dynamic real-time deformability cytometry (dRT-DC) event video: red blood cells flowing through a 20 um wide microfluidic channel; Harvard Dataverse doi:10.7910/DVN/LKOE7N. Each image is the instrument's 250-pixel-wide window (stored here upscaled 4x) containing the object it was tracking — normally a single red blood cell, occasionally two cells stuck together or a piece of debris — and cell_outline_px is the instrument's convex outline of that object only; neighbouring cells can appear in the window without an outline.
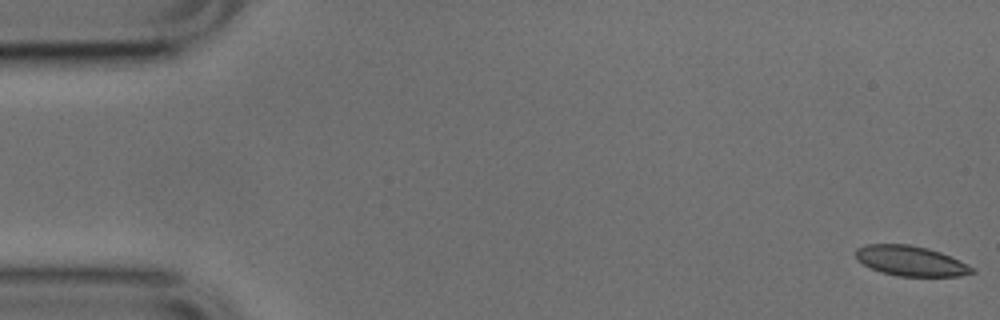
{"species": "common noctule bat (a hibernating species)", "species_latin": "Nyctalus noctula", "temperature_condition": "cold", "stored_images_in_passage": 52, "camera_frame_rate_fps": 3000, "um_per_image_px": 0.085, "animal": {"sex": "male", "body_mass_g": 17.9, "forearm_length_mm": 54.2}, "frame": {"image": 1, "passage_image": 1, "time_ms": 0.0, "image_size_px": [1000, 320], "cell_outline_px": [[976, 272], [960, 276], [896, 276], [880, 272], [864, 264], [856, 256], [856, 248], [868, 244], [908, 244], [928, 248], [952, 256], [976, 268]], "centroid_in_image_um": [77.47, 22.18], "position_along_channel_um": 7.5, "area_um2": 20.46}}
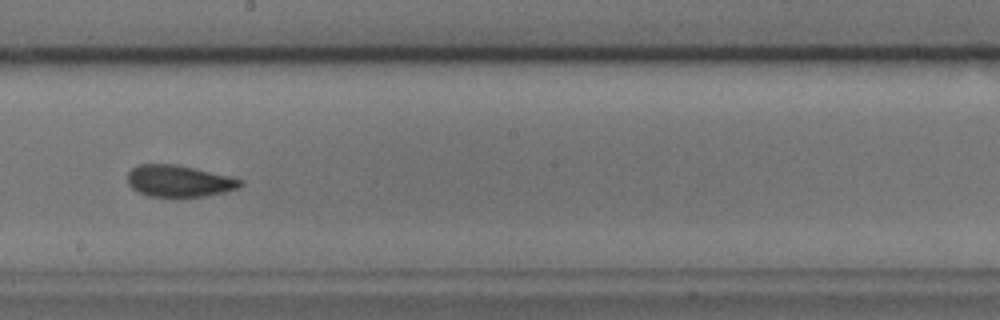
{"frame": {"image": 2, "passage_image": 29, "time_ms": 9.333, "image_size_px": [1000, 320], "cell_outline_px": [[244, 184], [240, 188], [224, 192], [204, 196], [148, 196], [132, 188], [128, 184], [128, 172], [132, 168], [140, 164], [176, 164], [196, 168], [244, 180]], "centroid_in_image_um": [15.24, 15.38], "position_along_channel_um": 233.0, "area_um2": 20.75}}
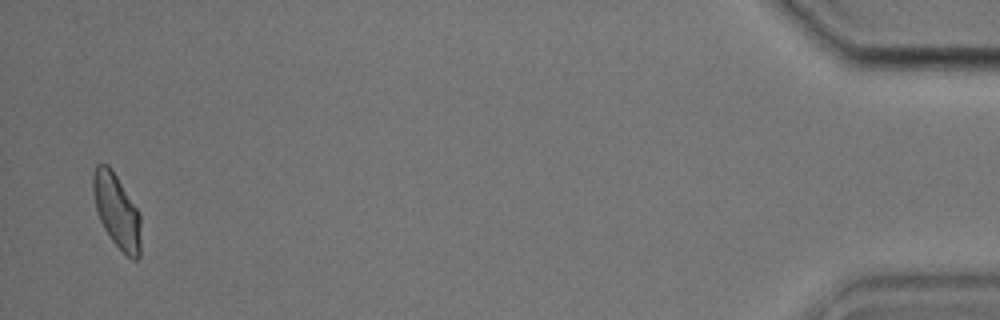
{"frame": {"image": 3, "passage_image": 51, "time_ms": 16.667, "image_size_px": [1000, 320], "cell_outline_px": [[140, 256], [136, 260], [132, 260], [112, 240], [104, 228], [100, 220], [96, 208], [92, 192], [92, 172], [96, 164], [108, 164], [112, 168], [136, 208], [140, 216]], "centroid_in_image_um": [9.9, 17.89], "position_along_channel_um": 425.3, "area_um2": 20.46}, "authors_computed_cell_mechanics": {"area_um2": 21.0103, "velocity_mm_per_s": 3.8113, "shape_relaxation_time_tau1_ms": 3.9534, "shape_relaxation_time_tau2_ms": 2.0185, "deformation_change_tau1": 0.1151, "deformation_change_tau2": 0.0705}}